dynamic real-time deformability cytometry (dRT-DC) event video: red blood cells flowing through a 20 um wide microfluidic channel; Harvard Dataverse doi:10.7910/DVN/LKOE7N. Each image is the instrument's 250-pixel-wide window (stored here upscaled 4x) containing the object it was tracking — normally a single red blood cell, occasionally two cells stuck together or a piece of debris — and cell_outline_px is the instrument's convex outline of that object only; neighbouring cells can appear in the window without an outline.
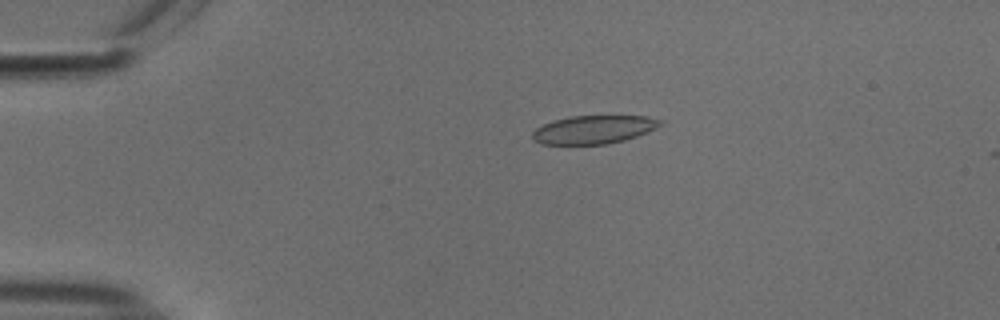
{"species": "common noctule bat (a hibernating species)", "species_latin": "Nyctalus noctula", "temperature_condition": "cold", "stored_images_in_passage": 5, "camera_frame_rate_fps": 3000, "um_per_image_px": 0.085, "animal": {"sex": "male", "body_mass_g": 18.8}, "frame": {"image": 1, "passage_image": 2, "time_ms": 0.333, "image_size_px": [1000, 320], "cell_outline_px": [[664, 124], [656, 128], [636, 136], [624, 140], [604, 144], [544, 144], [532, 140], [532, 132], [536, 128], [552, 120], [568, 116], [648, 116], [664, 120]], "centroid_in_image_um": [50.47, 11.0], "position_along_channel_um": 34.5, "area_um2": 21.15}}